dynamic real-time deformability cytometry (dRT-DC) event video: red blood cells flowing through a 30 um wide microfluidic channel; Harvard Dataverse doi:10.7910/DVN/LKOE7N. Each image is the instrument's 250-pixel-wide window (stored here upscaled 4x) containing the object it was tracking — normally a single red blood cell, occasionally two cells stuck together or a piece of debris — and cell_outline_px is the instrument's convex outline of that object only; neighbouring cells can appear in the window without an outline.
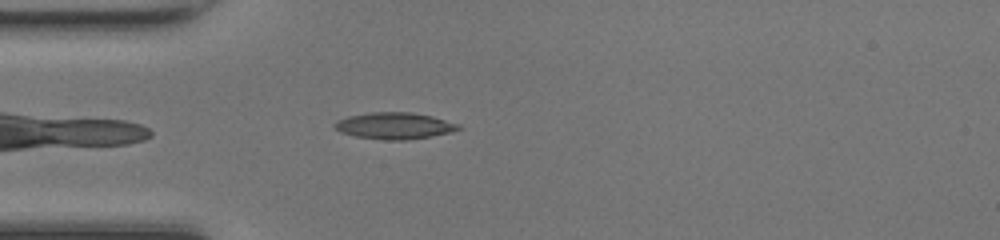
{"species": "common noctule bat (a hibernating species)", "species_latin": "Nyctalus noctula", "temperature_condition": "room temperature", "stored_images_in_passage": 31, "camera_frame_rate_fps": 3000, "um_per_image_px": 0.085, "animal": {"sex": "female", "body_mass_g": 17.0, "forearm_length_mm": 48.0}, "frame": {"image": 1, "passage_image": 1, "time_ms": 0.0, "image_size_px": [1000, 240], "cell_outline_px": [[464, 128], [432, 136], [404, 140], [384, 140], [356, 136], [340, 132], [332, 124], [336, 120], [348, 116], [372, 112], [408, 112], [432, 116], [460, 124]], "centroid_in_image_um": [33.52, 10.69], "position_along_channel_um": 51.5, "area_um2": 19.13}}
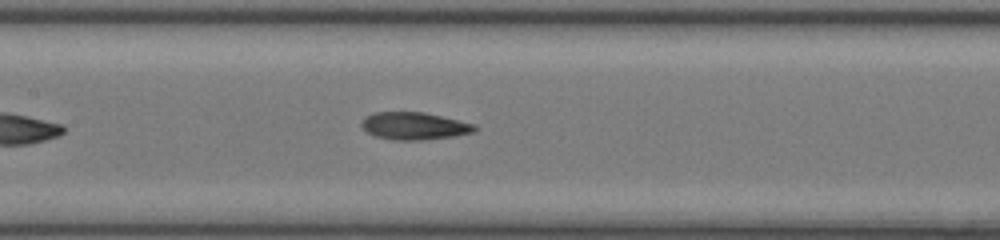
{"frame": {"image": 2, "passage_image": 10, "time_ms": 3.0, "image_size_px": [1000, 240], "cell_outline_px": [[476, 132], [456, 136], [424, 140], [392, 140], [376, 136], [368, 132], [360, 124], [360, 120], [364, 116], [372, 112], [424, 112], [476, 124]], "centroid_in_image_um": [35.21, 10.7], "position_along_channel_um": 172.2, "area_um2": 18.32}}
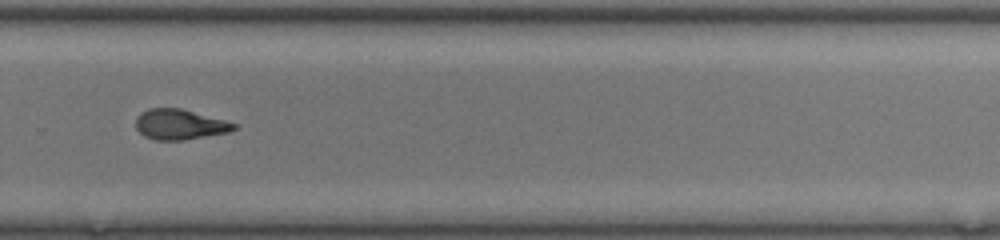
{"frame": {"image": 3, "passage_image": 20, "time_ms": 6.333, "image_size_px": [1000, 240], "cell_outline_px": [[240, 128], [228, 132], [184, 140], [156, 140], [144, 136], [136, 128], [136, 116], [140, 112], [148, 108], [180, 108], [224, 120], [236, 124]], "centroid_in_image_um": [15.26, 10.57], "position_along_channel_um": 314.5, "area_um2": 17.34}, "authors_computed_cell_mechanics": {"area_um2": 17.9758, "velocity_mm_per_s": 4.2745, "shape_relaxation_time_tau1_ms": null, "shape_relaxation_time_tau2_ms": 2.2026, "deformation_change_tau1": null, "deformation_change_tau2": 0.0922}}